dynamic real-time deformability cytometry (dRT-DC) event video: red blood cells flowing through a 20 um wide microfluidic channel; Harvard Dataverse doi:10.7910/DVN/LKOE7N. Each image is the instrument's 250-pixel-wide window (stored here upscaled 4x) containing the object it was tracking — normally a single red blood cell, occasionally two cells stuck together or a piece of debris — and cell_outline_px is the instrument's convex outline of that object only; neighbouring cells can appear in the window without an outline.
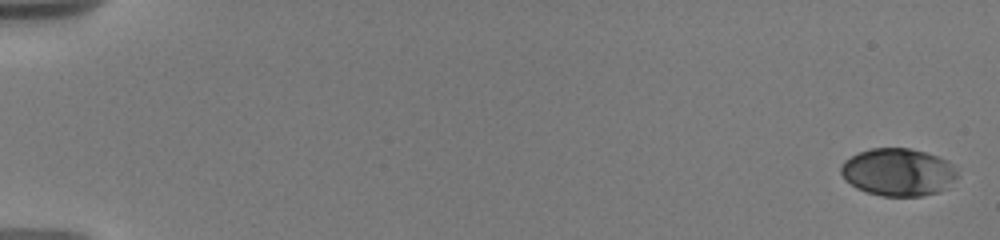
{"species": "human", "species_latin": "Homo sapiens", "temperature_condition": "warm", "stored_images_in_passage": 7, "camera_frame_rate_fps": 3000, "um_per_image_px": 0.085, "donor": {"sex": "male"}, "frame": {"image": 1, "passage_image": 1, "time_ms": 0.0, "image_size_px": [1000, 240], "cell_outline_px": [[960, 176], [948, 188], [936, 192], [920, 196], [880, 196], [856, 188], [844, 180], [840, 172], [840, 164], [844, 160], [860, 152], [872, 148], [908, 148], [924, 152], [948, 160], [952, 164]], "centroid_in_image_um": [76.35, 14.64], "position_along_channel_um": 8.7, "area_um2": 32.54}}